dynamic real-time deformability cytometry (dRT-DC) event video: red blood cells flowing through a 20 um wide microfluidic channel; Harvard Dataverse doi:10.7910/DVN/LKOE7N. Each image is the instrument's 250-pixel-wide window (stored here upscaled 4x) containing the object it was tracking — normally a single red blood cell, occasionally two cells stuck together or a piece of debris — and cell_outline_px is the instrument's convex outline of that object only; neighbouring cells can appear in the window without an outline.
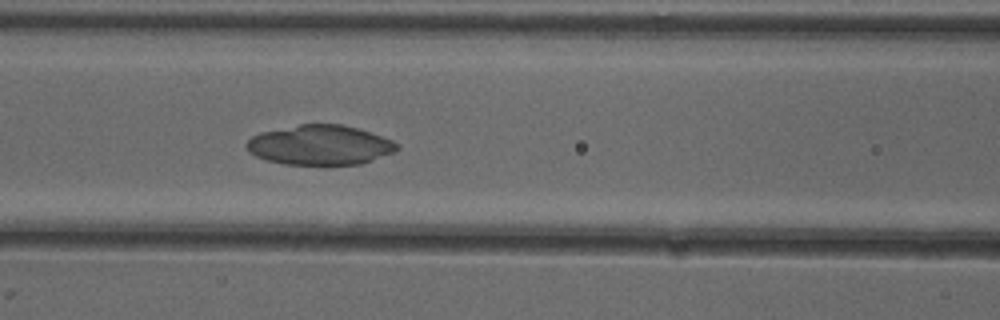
{"species": "common noctule bat (a hibernating species)", "species_latin": "Nyctalus noctula", "temperature_condition": "cold", "stored_images_in_passage": 53, "camera_frame_rate_fps": 3000, "um_per_image_px": 0.085, "animal": {"sex": "female"}, "frame": {"image": 1, "passage_image": 23, "time_ms": 7.333, "image_size_px": [1000, 320], "cell_outline_px": [[400, 148], [396, 152], [360, 164], [324, 168], [284, 164], [268, 160], [256, 156], [248, 152], [244, 144], [252, 136], [260, 132], [300, 124], [344, 124], [392, 140]], "centroid_in_image_um": [27.18, 12.38], "position_along_channel_um": 139.4, "area_um2": 35.84}}
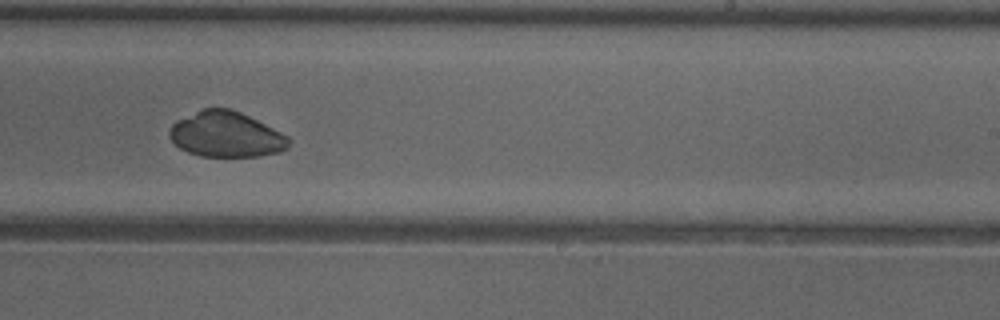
{"frame": {"image": 2, "passage_image": 33, "time_ms": 10.667, "image_size_px": [1000, 320], "cell_outline_px": [[292, 140], [288, 148], [280, 152], [260, 156], [200, 156], [188, 152], [180, 148], [168, 136], [168, 132], [172, 124], [176, 120], [200, 108], [228, 108], [240, 112], [288, 136]], "centroid_in_image_um": [19.2, 11.43], "position_along_channel_um": 269.8, "area_um2": 31.67}}
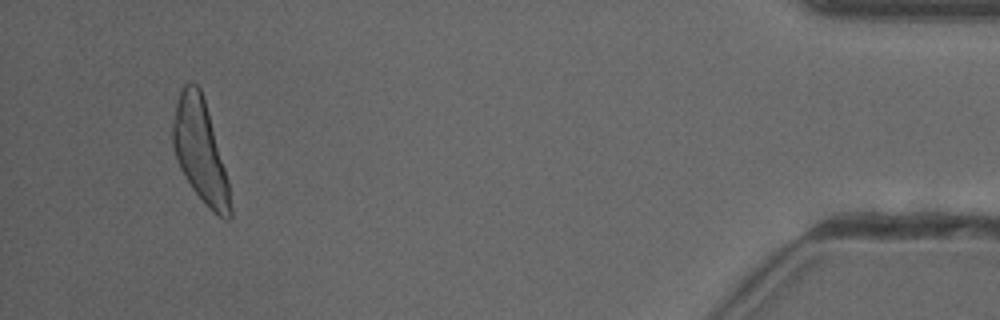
{"frame": {"image": 3, "passage_image": 50, "time_ms": 16.333, "image_size_px": [1000, 320], "cell_outline_px": [[232, 216], [228, 220], [224, 220], [212, 212], [208, 208], [192, 188], [180, 168], [176, 160], [172, 144], [172, 124], [176, 104], [180, 92], [184, 84], [196, 84], [200, 88], [208, 112], [228, 180], [232, 208]], "centroid_in_image_um": [17.02, 12.9], "position_along_channel_um": 418.2, "area_um2": 33.99}}